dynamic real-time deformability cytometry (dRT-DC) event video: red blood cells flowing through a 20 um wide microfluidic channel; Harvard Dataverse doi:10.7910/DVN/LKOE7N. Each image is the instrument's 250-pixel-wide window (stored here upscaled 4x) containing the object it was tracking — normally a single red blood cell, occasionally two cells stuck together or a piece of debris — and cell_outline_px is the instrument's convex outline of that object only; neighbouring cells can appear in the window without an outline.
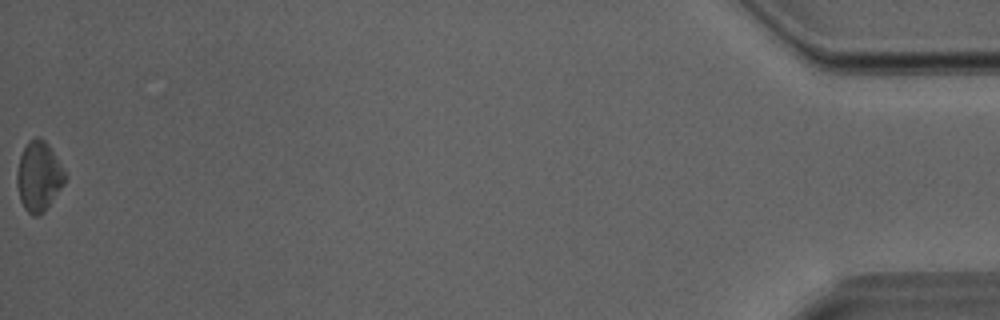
{"species": "Egyptian fruit bat (a non-hibernating species)", "species_latin": "Rousettus aegyptiacus", "temperature_condition": "room temperature", "stored_images_in_passage": 28, "camera_frame_rate_fps": 3000, "um_per_image_px": 0.085, "animal": {"sex": "male"}, "frame": {"image": 1, "passage_image": 28, "time_ms": 9.0, "image_size_px": [1000, 320], "cell_outline_px": [[68, 176], [64, 184], [44, 212], [40, 216], [32, 216], [24, 208], [20, 200], [16, 184], [16, 172], [20, 156], [28, 140], [36, 136], [40, 136], [48, 144]], "centroid_in_image_um": [3.29, 14.99], "position_along_channel_um": 431.9, "area_um2": 19.77}}